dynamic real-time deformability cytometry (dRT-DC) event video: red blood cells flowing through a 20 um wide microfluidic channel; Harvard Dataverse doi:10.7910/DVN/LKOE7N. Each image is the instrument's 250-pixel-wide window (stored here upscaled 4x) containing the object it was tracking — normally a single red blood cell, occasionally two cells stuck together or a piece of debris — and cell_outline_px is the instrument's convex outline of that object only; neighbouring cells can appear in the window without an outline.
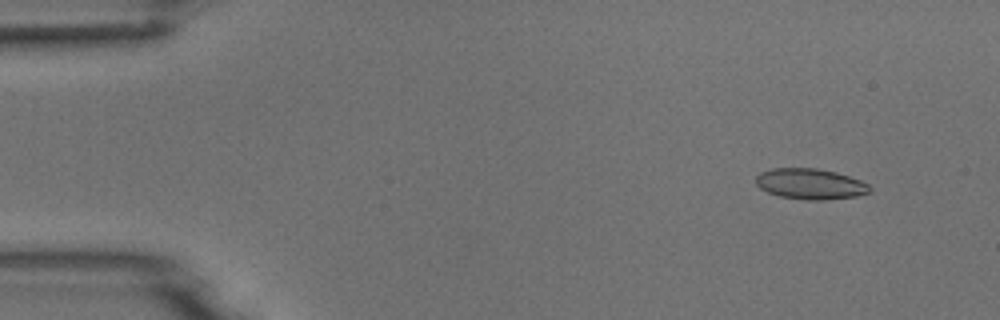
{"species": "common noctule bat (a hibernating species)", "species_latin": "Nyctalus noctula", "temperature_condition": "room temperature", "stored_images_in_passage": 4, "camera_frame_rate_fps": 3000, "um_per_image_px": 0.085, "animal": {"sex": "male", "body_mass_g": 18.8}, "frame": {"image": 1, "passage_image": 2, "time_ms": 1.333, "image_size_px": [1000, 320], "cell_outline_px": [[872, 192], [856, 196], [824, 200], [808, 200], [780, 196], [768, 192], [760, 188], [756, 184], [756, 176], [760, 172], [772, 168], [816, 168], [836, 172], [860, 180], [868, 184], [872, 188]], "centroid_in_image_um": [68.89, 15.63], "position_along_channel_um": 16.1, "area_um2": 20.4}}
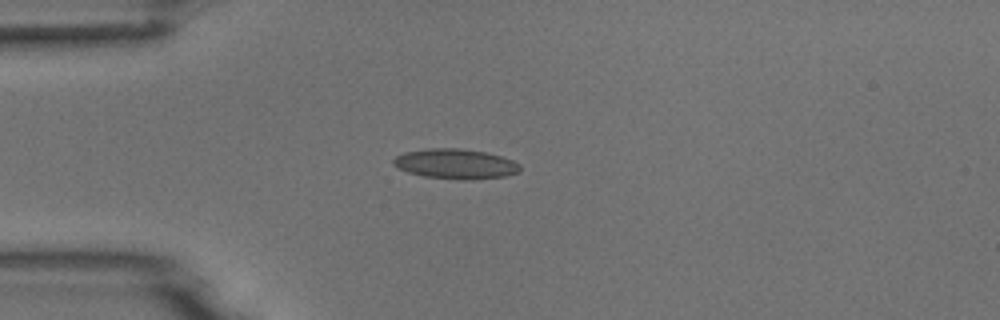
{"frame": {"image": 2, "passage_image": 4, "time_ms": 4.333, "image_size_px": [1000, 320], "cell_outline_px": [[520, 172], [504, 176], [464, 180], [424, 176], [408, 172], [392, 164], [392, 160], [396, 156], [404, 152], [428, 148], [460, 148], [484, 152], [500, 156], [512, 160], [520, 164]], "centroid_in_image_um": [38.71, 13.92], "position_along_channel_um": 46.3, "area_um2": 21.96}}